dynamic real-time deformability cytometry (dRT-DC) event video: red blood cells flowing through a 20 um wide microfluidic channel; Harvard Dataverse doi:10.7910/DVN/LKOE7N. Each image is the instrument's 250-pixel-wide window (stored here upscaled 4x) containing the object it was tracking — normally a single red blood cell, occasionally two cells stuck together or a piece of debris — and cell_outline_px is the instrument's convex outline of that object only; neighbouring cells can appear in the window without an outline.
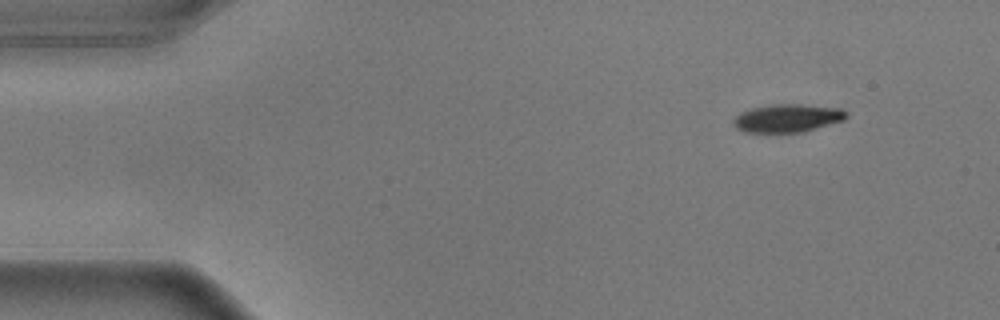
{"species": "common noctule bat (a hibernating species)", "species_latin": "Nyctalus noctula", "temperature_condition": "warm", "stored_images_in_passage": 51, "camera_frame_rate_fps": 3000, "um_per_image_px": 0.085, "animal": {"sex": "male", "body_mass_g": 17.9}, "frame": {"image": 1, "passage_image": 1, "time_ms": 0.0, "image_size_px": [1000, 320], "cell_outline_px": [[848, 116], [844, 120], [804, 132], [744, 132], [736, 128], [732, 124], [732, 120], [740, 112], [752, 108], [776, 104], [800, 104], [840, 108], [848, 112]], "centroid_in_image_um": [66.94, 10.04], "position_along_channel_um": 18.1, "area_um2": 18.55}}
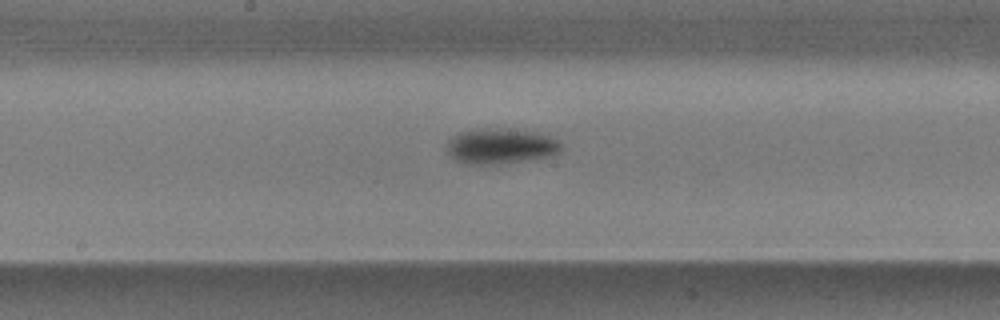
{"frame": {"image": 2, "passage_image": 24, "time_ms": 7.667, "image_size_px": [1000, 320], "cell_outline_px": [[560, 152], [548, 156], [500, 164], [464, 164], [456, 160], [448, 152], [448, 140], [452, 136], [460, 132], [476, 128], [504, 128], [536, 132], [548, 136], [556, 140], [560, 144]], "centroid_in_image_um": [42.51, 12.41], "position_along_channel_um": 205.7, "area_um2": 23.47}}
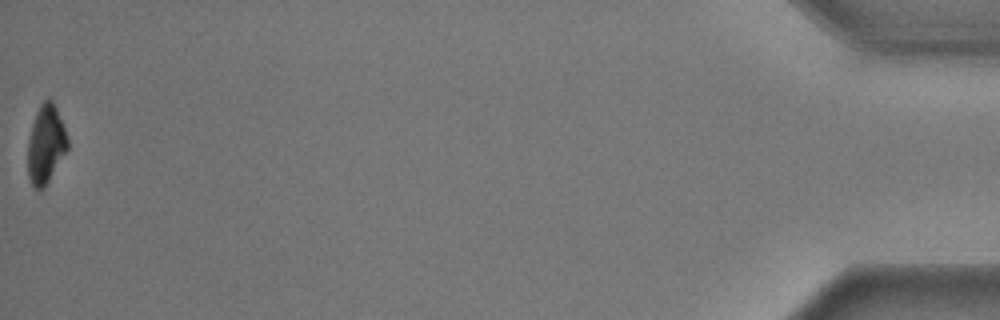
{"frame": {"image": 3, "passage_image": 51, "time_ms": 16.667, "image_size_px": [1000, 320], "cell_outline_px": [[68, 148], [44, 188], [36, 188], [32, 184], [28, 176], [28, 140], [32, 124], [36, 112], [40, 104], [44, 100], [52, 100], [56, 108], [64, 128], [68, 140]], "centroid_in_image_um": [3.88, 12.26], "position_along_channel_um": 431.3, "area_um2": 17.8}, "authors_computed_cell_mechanics": {"area_um2": 21.097, "velocity_mm_per_s": 3.6152, "shape_relaxation_time_tau1_ms": 2.0015, "shape_relaxation_time_tau2_ms": null, "deformation_change_tau1": 0.1723, "deformation_change_tau2": null}}